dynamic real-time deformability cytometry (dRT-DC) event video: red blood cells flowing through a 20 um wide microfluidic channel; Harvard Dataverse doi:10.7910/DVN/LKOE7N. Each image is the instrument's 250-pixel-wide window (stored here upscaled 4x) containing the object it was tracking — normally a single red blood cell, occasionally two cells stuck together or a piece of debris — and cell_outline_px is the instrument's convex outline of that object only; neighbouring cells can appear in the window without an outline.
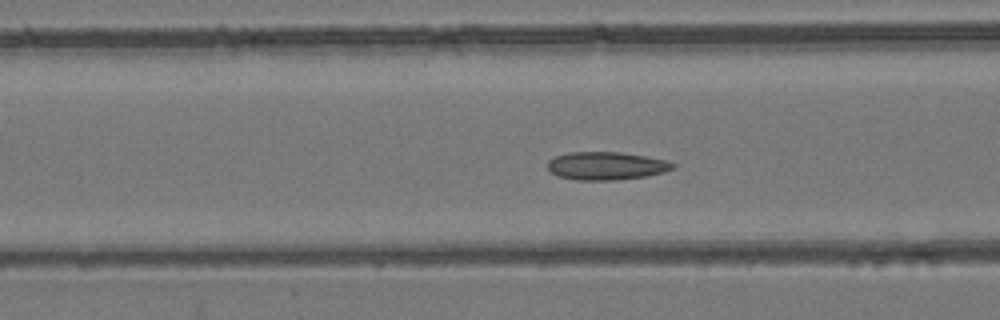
{"species": "common noctule bat (a hibernating species)", "species_latin": "Nyctalus noctula", "temperature_condition": "room temperature", "stored_images_in_passage": 27, "camera_frame_rate_fps": 3000, "um_per_image_px": 0.085, "animal": {"sex": "female", "body_mass_g": 24.6, "forearm_length_mm": 56.2}, "frame": {"image": 1, "passage_image": 11, "time_ms": 3.333, "image_size_px": [1000, 320], "cell_outline_px": [[676, 168], [664, 172], [644, 176], [612, 180], [576, 180], [560, 176], [552, 172], [548, 168], [548, 160], [556, 156], [568, 152], [620, 152], [668, 160], [676, 164]], "centroid_in_image_um": [51.56, 14.09], "position_along_channel_um": 115.0, "area_um2": 20.35}}
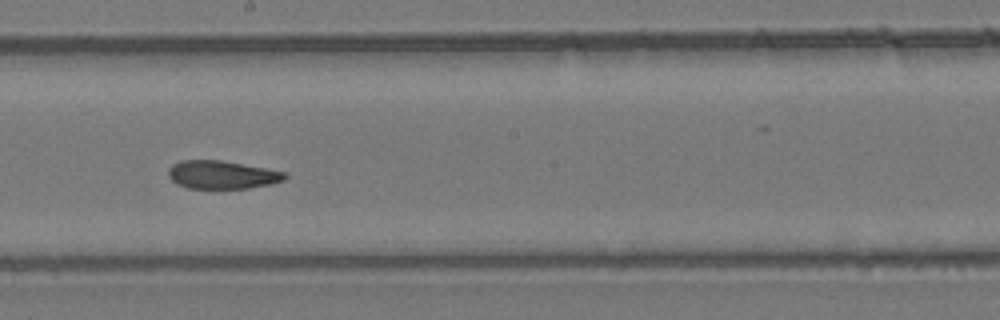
{"frame": {"image": 2, "passage_image": 20, "time_ms": 6.333, "image_size_px": [1000, 320], "cell_outline_px": [[288, 176], [284, 180], [268, 184], [248, 188], [188, 188], [176, 184], [168, 176], [168, 168], [172, 164], [180, 160], [220, 160], [264, 168], [284, 172]], "centroid_in_image_um": [18.81, 14.85], "position_along_channel_um": 229.4, "area_um2": 18.96}}
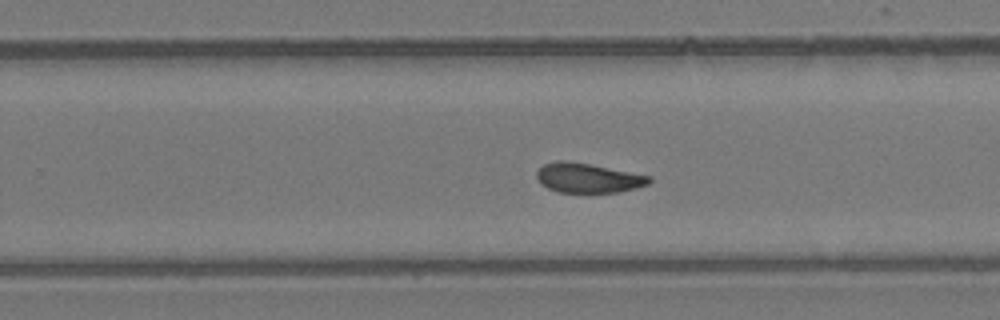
{"frame": {"image": 3, "passage_image": 24, "time_ms": 7.667, "image_size_px": [1000, 320], "cell_outline_px": [[652, 180], [648, 184], [636, 188], [620, 192], [560, 192], [548, 188], [540, 184], [536, 176], [536, 172], [544, 164], [556, 160], [568, 160], [652, 176]], "centroid_in_image_um": [49.97, 15.12], "position_along_channel_um": 279.8, "area_um2": 19.42}, "authors_computed_cell_mechanics": {"area_um2": 20.23, "velocity_mm_per_s": 3.7967, "shape_relaxation_time_tau1_ms": null, "shape_relaxation_time_tau2_ms": 1.7883, "deformation_change_tau1": null, "deformation_change_tau2": 0.0661}}